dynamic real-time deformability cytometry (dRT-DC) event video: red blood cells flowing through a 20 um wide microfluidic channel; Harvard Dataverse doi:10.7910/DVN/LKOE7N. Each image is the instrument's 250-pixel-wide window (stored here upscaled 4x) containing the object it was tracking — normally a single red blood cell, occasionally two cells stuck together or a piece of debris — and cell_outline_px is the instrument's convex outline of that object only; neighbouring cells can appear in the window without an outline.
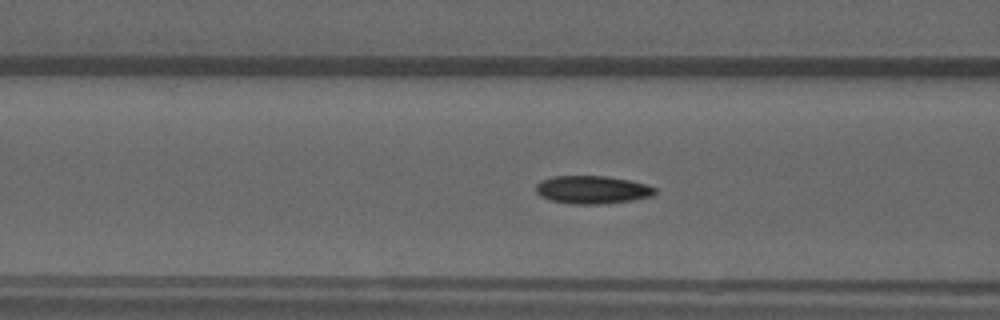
{"species": "common noctule bat (a hibernating species)", "species_latin": "Nyctalus noctula", "temperature_condition": "warm", "stored_images_in_passage": 54, "camera_frame_rate_fps": 3000, "um_per_image_px": 0.085, "animal": {"sex": "male", "forearm_length_mm": 52.5}, "frame": {"image": 1, "passage_image": 21, "time_ms": 6.667, "image_size_px": [1000, 320], "cell_outline_px": [[656, 192], [652, 196], [632, 200], [604, 204], [568, 204], [552, 200], [540, 196], [536, 192], [536, 184], [540, 180], [552, 176], [608, 176], [648, 184], [656, 188]], "centroid_in_image_um": [50.34, 16.12], "position_along_channel_um": 116.3, "area_um2": 19.59}}
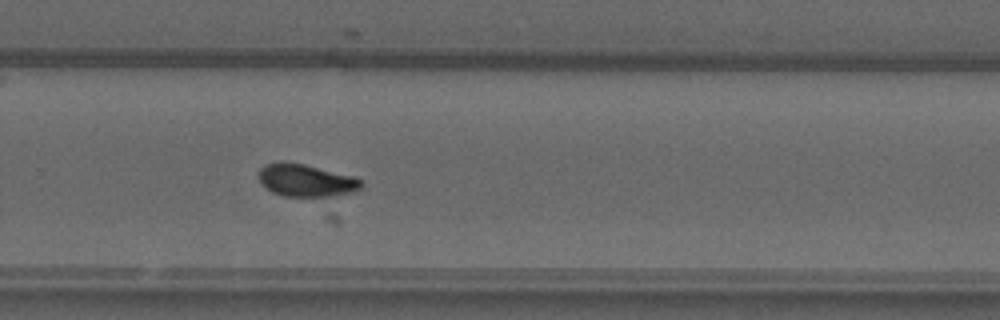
{"frame": {"image": 2, "passage_image": 36, "time_ms": 11.667, "image_size_px": [1000, 320], "cell_outline_px": [[364, 184], [356, 192], [332, 196], [284, 196], [272, 192], [256, 176], [260, 168], [264, 164], [280, 160], [284, 160], [304, 164], [356, 176]], "centroid_in_image_um": [26.02, 15.3], "position_along_channel_um": 303.8, "area_um2": 19.77}}
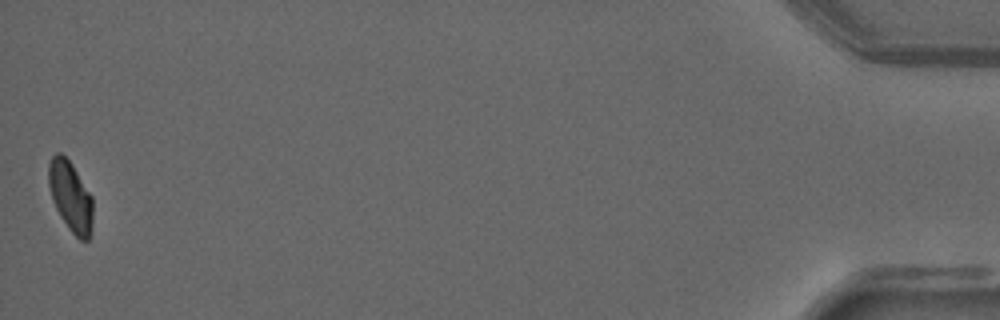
{"frame": {"image": 3, "passage_image": 54, "time_ms": 17.667, "image_size_px": [1000, 320], "cell_outline_px": [[92, 232], [88, 240], [80, 240], [68, 228], [60, 216], [52, 200], [48, 184], [48, 164], [52, 156], [56, 152], [60, 152], [72, 164], [92, 196]], "centroid_in_image_um": [5.99, 16.69], "position_along_channel_um": 429.2, "area_um2": 18.21}, "authors_computed_cell_mechanics": {"area_um2": 18.9006, "velocity_mm_per_s": 3.7545, "shape_relaxation_time_tau1_ms": 7.6605, "shape_relaxation_time_tau2_ms": 1.9872, "deformation_change_tau1": 0.2069, "deformation_change_tau2": 0.0627}}